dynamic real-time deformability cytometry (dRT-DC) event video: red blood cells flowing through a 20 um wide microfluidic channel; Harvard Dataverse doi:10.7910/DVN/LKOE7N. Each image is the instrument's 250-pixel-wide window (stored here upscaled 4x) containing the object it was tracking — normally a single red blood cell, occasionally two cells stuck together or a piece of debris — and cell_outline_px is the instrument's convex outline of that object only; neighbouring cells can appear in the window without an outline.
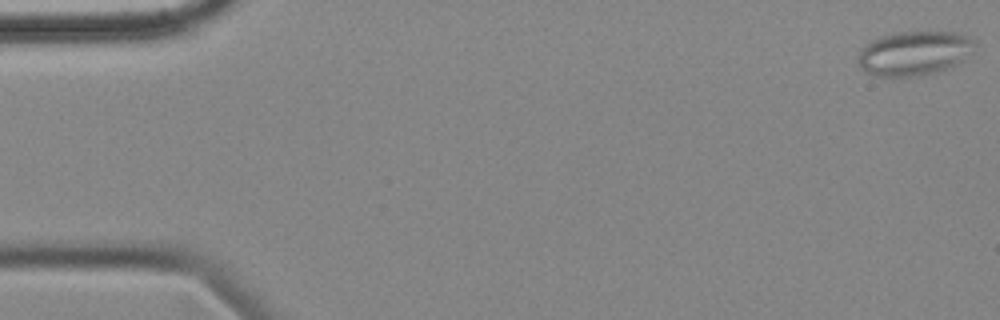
{"species": "common noctule bat (a hibernating species)", "species_latin": "Nyctalus noctula", "temperature_condition": "cold", "stored_images_in_passage": 56, "camera_frame_rate_fps": 3000, "um_per_image_px": 0.085, "animal": {"sex": "female", "body_mass_g": 18.4}, "frame": {"image": 1, "passage_image": 1, "time_ms": 0.0, "image_size_px": [1000, 320], "cell_outline_px": [[976, 44], [964, 60], [956, 64], [932, 72], [912, 76], [876, 76], [860, 68], [856, 64], [860, 48], [868, 40], [892, 32], [956, 32], [968, 36]], "centroid_in_image_um": [77.62, 4.5], "position_along_channel_um": 7.4, "area_um2": 30.11}}
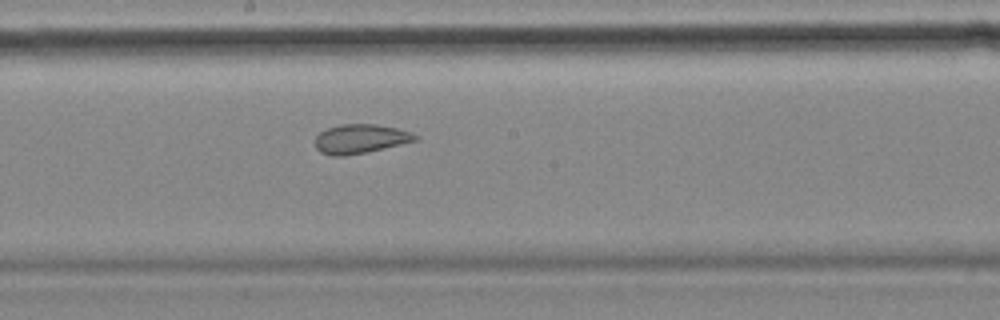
{"frame": {"image": 2, "passage_image": 30, "time_ms": 9.667, "image_size_px": [1000, 320], "cell_outline_px": [[420, 136], [416, 140], [400, 144], [364, 152], [344, 156], [332, 156], [320, 152], [316, 148], [316, 136], [320, 132], [328, 128], [340, 124], [376, 124], [396, 128], [412, 132]], "centroid_in_image_um": [30.62, 11.79], "position_along_channel_um": 217.6, "area_um2": 16.82}}
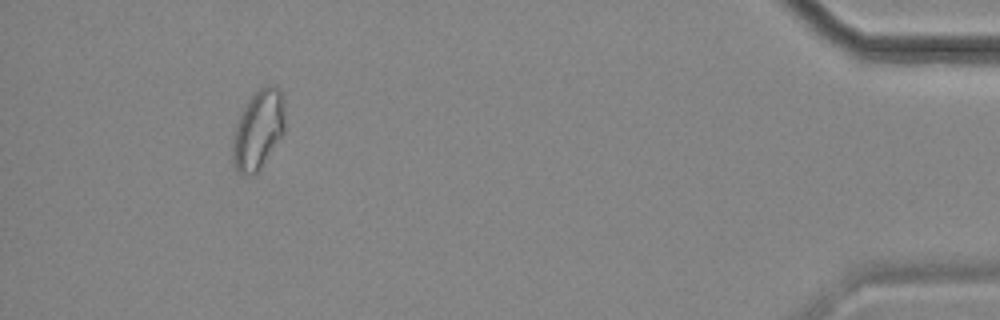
{"frame": {"image": 3, "passage_image": 52, "time_ms": 17.0, "image_size_px": [1000, 320], "cell_outline_px": [[284, 132], [260, 168], [256, 172], [236, 172], [232, 164], [232, 136], [236, 124], [248, 100], [260, 88], [268, 84], [276, 84], [280, 88], [284, 96]], "centroid_in_image_um": [21.95, 10.97], "position_along_channel_um": 413.2, "area_um2": 24.04}, "authors_computed_cell_mechanics": {"area_um2": 22.1085, "velocity_mm_per_s": 3.5567, "shape_relaxation_time_tau1_ms": null, "shape_relaxation_time_tau2_ms": 2.2447, "deformation_change_tau1": null, "deformation_change_tau2": 0.0815}}